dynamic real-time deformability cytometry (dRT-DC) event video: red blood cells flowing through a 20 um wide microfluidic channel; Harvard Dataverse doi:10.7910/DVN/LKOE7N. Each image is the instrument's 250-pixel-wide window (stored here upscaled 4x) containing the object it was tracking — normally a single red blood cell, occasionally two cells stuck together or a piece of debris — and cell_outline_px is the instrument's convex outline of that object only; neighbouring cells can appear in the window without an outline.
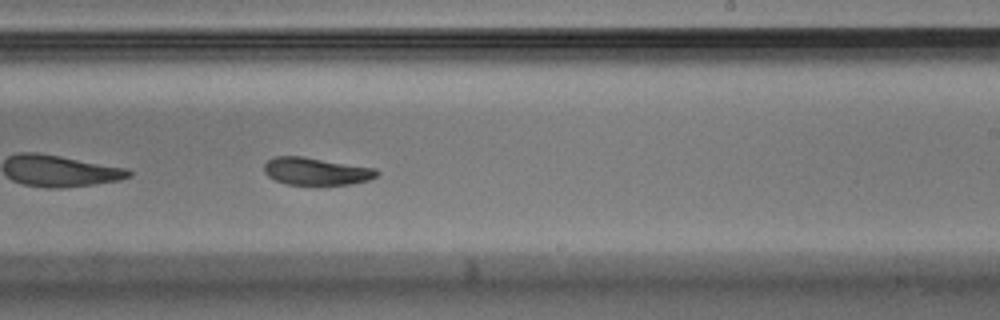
{"species": "Egyptian fruit bat (a non-hibernating species)", "species_latin": "Rousettus aegyptiacus", "temperature_condition": "warm", "stored_images_in_passage": 51, "camera_frame_rate_fps": 3000, "um_per_image_px": 0.085, "animal": {"sex": "male"}, "frame": {"image": 1, "passage_image": 30, "time_ms": 9.667, "image_size_px": [1000, 320], "cell_outline_px": [[380, 172], [376, 176], [368, 180], [352, 184], [288, 184], [276, 180], [268, 176], [264, 172], [264, 164], [272, 156], [304, 156], [376, 168]], "centroid_in_image_um": [26.87, 14.54], "position_along_channel_um": 262.1, "area_um2": 18.03}, "authors_computed_cell_mechanics": {"area_um2": 19.8254, "velocity_mm_per_s": 4.0052, "shape_relaxation_time_tau1_ms": 4.1514, "shape_relaxation_time_tau2_ms": 4.6698, "deformation_change_tau1": 0.1454, "deformation_change_tau2": 0.0865}}